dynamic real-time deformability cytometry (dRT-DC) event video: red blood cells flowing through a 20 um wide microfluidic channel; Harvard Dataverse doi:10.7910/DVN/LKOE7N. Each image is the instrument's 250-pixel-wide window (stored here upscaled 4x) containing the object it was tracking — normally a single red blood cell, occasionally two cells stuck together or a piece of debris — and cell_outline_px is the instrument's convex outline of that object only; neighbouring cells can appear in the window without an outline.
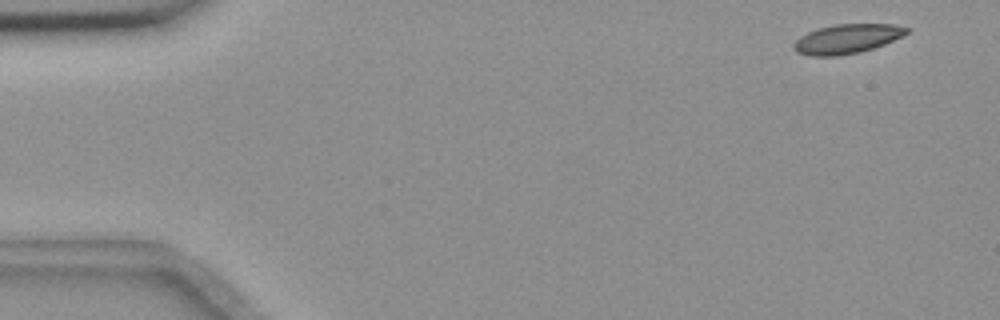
{"species": "common noctule bat (a hibernating species)", "species_latin": "Nyctalus noctula", "temperature_condition": "room temperature", "stored_images_in_passage": 14, "camera_frame_rate_fps": 3000, "um_per_image_px": 0.085, "animal": {"sex": "female", "body_mass_g": 18.4}, "frame": {"image": 1, "passage_image": 3, "time_ms": 0.667, "image_size_px": [1000, 320], "cell_outline_px": [[912, 28], [904, 36], [884, 44], [860, 52], [840, 56], [808, 56], [796, 52], [792, 48], [792, 44], [800, 36], [808, 32], [820, 28], [836, 24], [896, 24]], "centroid_in_image_um": [72.01, 3.31], "position_along_channel_um": 13.0, "area_um2": 19.54}}